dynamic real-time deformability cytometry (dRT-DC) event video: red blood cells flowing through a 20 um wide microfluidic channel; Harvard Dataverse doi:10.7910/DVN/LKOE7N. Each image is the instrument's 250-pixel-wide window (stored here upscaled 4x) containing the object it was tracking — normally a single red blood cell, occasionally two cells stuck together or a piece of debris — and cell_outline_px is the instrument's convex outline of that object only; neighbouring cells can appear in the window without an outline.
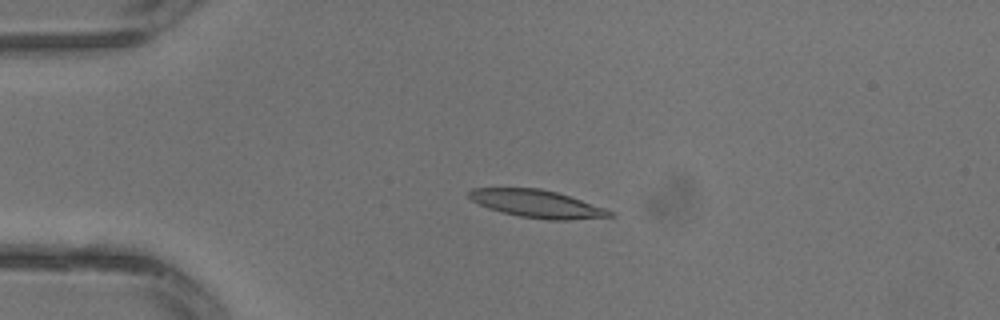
{"species": "common noctule bat (a hibernating species)", "species_latin": "Nyctalus noctula", "temperature_condition": "warm", "stored_images_in_passage": 2, "camera_frame_rate_fps": 3000, "um_per_image_px": 0.085, "animal": {"sex": "male", "body_mass_g": 13.3}, "frame": {"image": 1, "passage_image": 2, "time_ms": 0.333, "image_size_px": [1000, 320], "cell_outline_px": [[616, 216], [568, 220], [548, 220], [520, 216], [500, 212], [488, 208], [472, 200], [468, 196], [468, 192], [472, 188], [540, 188], [556, 192], [616, 212]], "centroid_in_image_um": [45.65, 17.33], "position_along_channel_um": 39.3, "area_um2": 22.54}}